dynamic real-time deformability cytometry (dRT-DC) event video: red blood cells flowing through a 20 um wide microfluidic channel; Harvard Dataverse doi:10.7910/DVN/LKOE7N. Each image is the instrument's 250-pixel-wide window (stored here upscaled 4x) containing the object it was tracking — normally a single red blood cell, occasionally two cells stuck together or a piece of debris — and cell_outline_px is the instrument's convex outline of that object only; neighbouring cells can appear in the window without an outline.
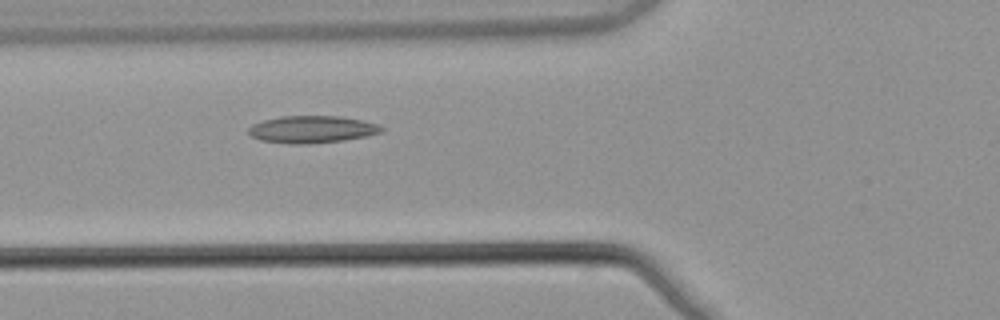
{"species": "common noctule bat (a hibernating species)", "species_latin": "Nyctalus noctula", "temperature_condition": "warm", "stored_images_in_passage": 6, "camera_frame_rate_fps": 3000, "um_per_image_px": 0.085, "animal": {"sex": "male", "body_mass_g": 21.5, "forearm_length_mm": 52.0}, "frame": {"image": 1, "passage_image": 6, "time_ms": 1.667, "image_size_px": [1000, 320], "cell_outline_px": [[384, 128], [380, 132], [368, 136], [344, 140], [308, 144], [288, 144], [260, 140], [252, 136], [248, 132], [248, 128], [252, 124], [264, 120], [280, 116], [340, 116], [364, 120], [376, 124]], "centroid_in_image_um": [26.5, 11.0], "position_along_channel_um": 99.3, "area_um2": 21.15}}